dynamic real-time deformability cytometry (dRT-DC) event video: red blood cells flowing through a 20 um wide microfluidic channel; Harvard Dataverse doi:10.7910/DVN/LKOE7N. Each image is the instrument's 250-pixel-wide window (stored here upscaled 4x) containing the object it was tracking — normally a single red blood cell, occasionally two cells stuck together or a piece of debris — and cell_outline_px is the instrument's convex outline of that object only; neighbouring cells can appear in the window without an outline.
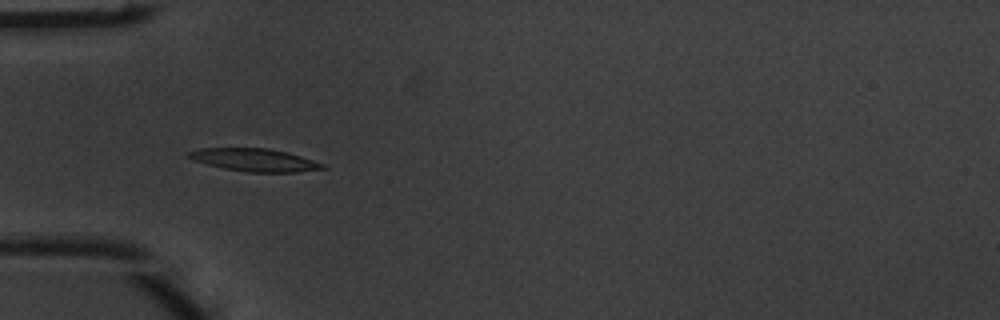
{"species": "common noctule bat (a hibernating species)", "species_latin": "Nyctalus noctula", "temperature_condition": "warm", "stored_images_in_passage": 8, "camera_frame_rate_fps": 3000, "um_per_image_px": 0.085, "animal": {"sex": "male", "body_mass_g": 20.1, "forearm_length_mm": 53.5}, "frame": {"image": 1, "passage_image": 5, "time_ms": 1.333, "image_size_px": [1000, 320], "cell_outline_px": [[328, 168], [296, 172], [244, 172], [224, 168], [192, 160], [184, 152], [200, 148], [268, 148], [288, 152], [328, 164]], "centroid_in_image_um": [21.68, 13.59], "position_along_channel_um": 63.3, "area_um2": 18.03}}
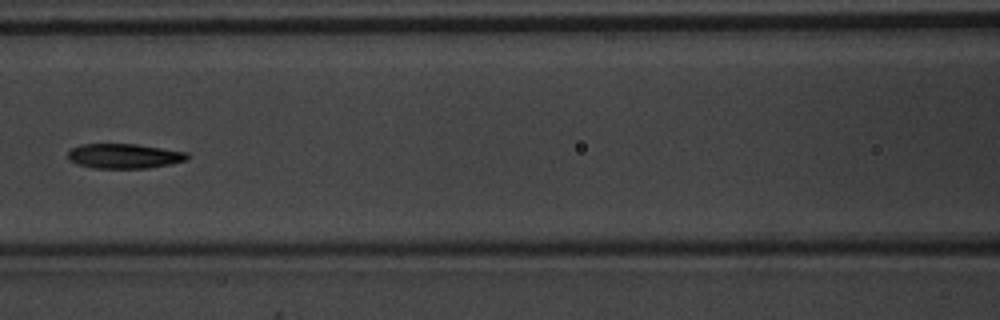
{"frame": {"image": 2, "passage_image": 7, "time_ms": 2.0, "image_size_px": [1000, 320], "cell_outline_px": [[188, 156], [184, 160], [172, 164], [148, 168], [92, 168], [76, 164], [68, 160], [68, 152], [72, 148], [80, 144], [136, 144], [188, 152]], "centroid_in_image_um": [10.52, 13.26], "position_along_channel_um": 156.1, "area_um2": 17.28}}
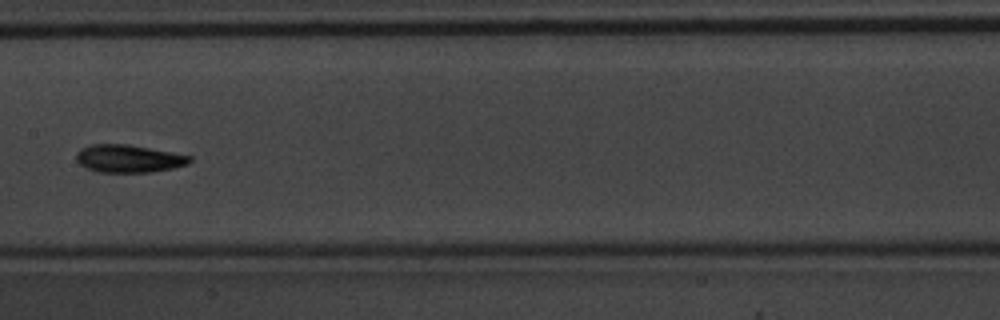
{"frame": {"image": 3, "passage_image": 8, "time_ms": 2.333, "image_size_px": [1000, 320], "cell_outline_px": [[192, 160], [188, 164], [172, 168], [152, 172], [100, 172], [88, 168], [80, 164], [76, 160], [76, 152], [80, 148], [92, 144], [128, 144], [192, 156]], "centroid_in_image_um": [10.92, 13.47], "position_along_channel_um": 196.5, "area_um2": 18.26}}